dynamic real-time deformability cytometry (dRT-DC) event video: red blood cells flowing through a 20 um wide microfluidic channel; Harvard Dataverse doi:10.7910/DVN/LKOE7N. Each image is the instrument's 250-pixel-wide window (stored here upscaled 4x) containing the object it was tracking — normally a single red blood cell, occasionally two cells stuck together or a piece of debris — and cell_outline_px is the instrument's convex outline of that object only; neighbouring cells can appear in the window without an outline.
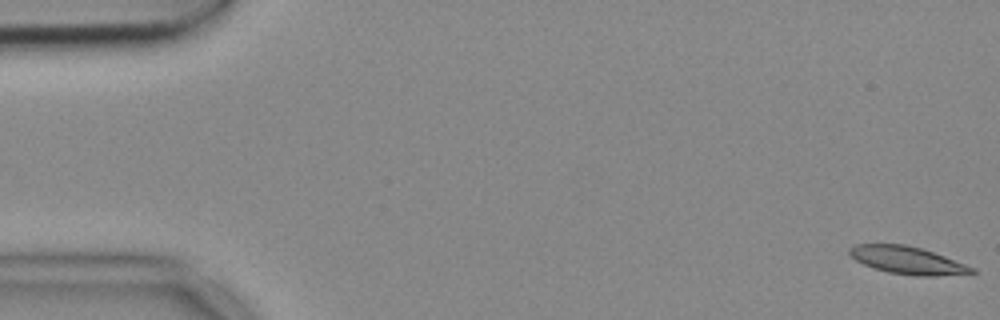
{"species": "common noctule bat (a hibernating species)", "species_latin": "Nyctalus noctula", "temperature_condition": "cold", "stored_images_in_passage": 56, "camera_frame_rate_fps": 3000, "um_per_image_px": 0.085, "animal": {"sex": "female", "body_mass_g": 18.4}, "frame": {"image": 1, "passage_image": 1, "time_ms": 0.0, "image_size_px": [1000, 320], "cell_outline_px": [[980, 272], [936, 276], [916, 276], [888, 272], [872, 268], [856, 260], [848, 252], [848, 248], [856, 244], [904, 244], [920, 248], [944, 256], [976, 268]], "centroid_in_image_um": [77.14, 22.13], "position_along_channel_um": 7.9, "area_um2": 19.59}}
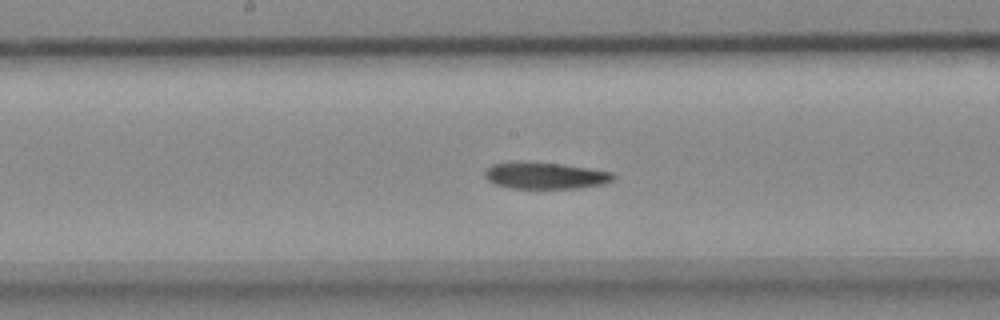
{"frame": {"image": 2, "passage_image": 28, "time_ms": 9.0, "image_size_px": [1000, 320], "cell_outline_px": [[616, 176], [612, 180], [604, 184], [580, 188], [508, 188], [496, 184], [488, 180], [484, 176], [484, 172], [492, 164], [560, 164], [592, 168], [612, 172]], "centroid_in_image_um": [46.43, 14.96], "position_along_channel_um": 201.8, "area_um2": 19.25}}
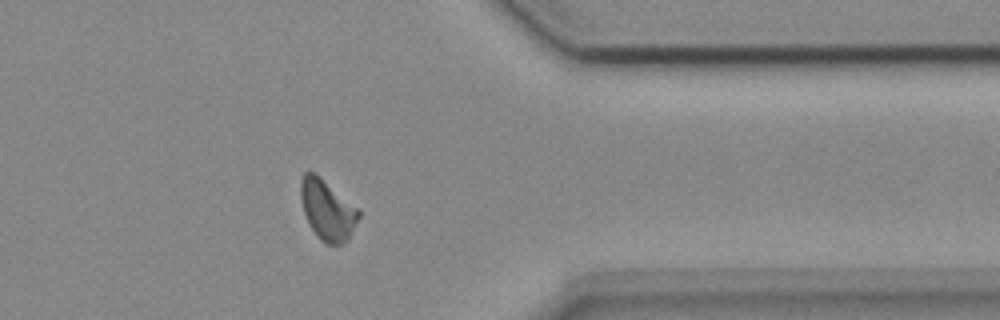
{"frame": {"image": 3, "passage_image": 44, "time_ms": 14.333, "image_size_px": [1000, 320], "cell_outline_px": [[360, 216], [348, 240], [340, 244], [324, 244], [320, 240], [308, 224], [300, 200], [300, 180], [304, 172], [316, 172], [360, 208]], "centroid_in_image_um": [27.83, 17.81], "position_along_channel_um": 383.6, "area_um2": 20.92}}